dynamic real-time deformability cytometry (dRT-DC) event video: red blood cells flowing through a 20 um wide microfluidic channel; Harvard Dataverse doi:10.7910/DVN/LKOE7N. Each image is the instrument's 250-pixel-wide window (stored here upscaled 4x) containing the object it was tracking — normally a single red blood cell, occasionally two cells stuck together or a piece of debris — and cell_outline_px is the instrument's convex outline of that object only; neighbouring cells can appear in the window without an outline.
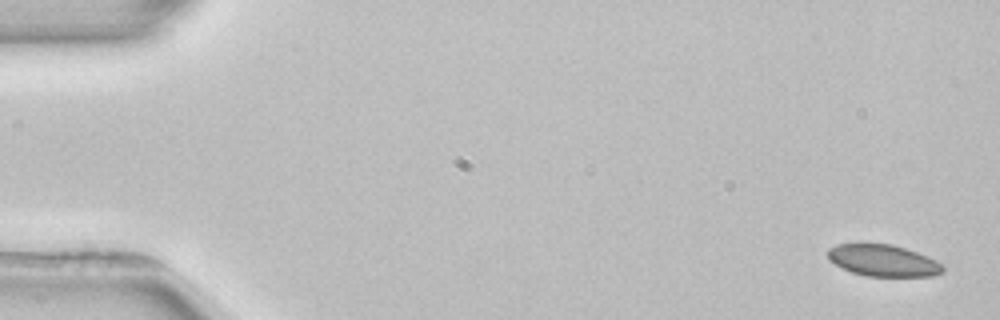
{"species": "common noctule bat (a hibernating species)", "species_latin": "Nyctalus noctula", "temperature_condition": "room temperature", "stored_images_in_passage": 5, "camera_frame_rate_fps": 3000, "um_per_image_px": 0.085, "animal": {"sex": "female", "body_mass_g": 22.7, "forearm_length_mm": 54.2}, "frame": {"image": 1, "passage_image": 1, "time_ms": 0.0, "image_size_px": [1000, 320], "cell_outline_px": [[944, 272], [932, 276], [868, 276], [852, 272], [828, 260], [828, 248], [836, 244], [860, 240], [864, 240], [892, 244], [928, 256], [944, 264]], "centroid_in_image_um": [75.03, 22.08], "position_along_channel_um": 10.0, "area_um2": 22.02}}
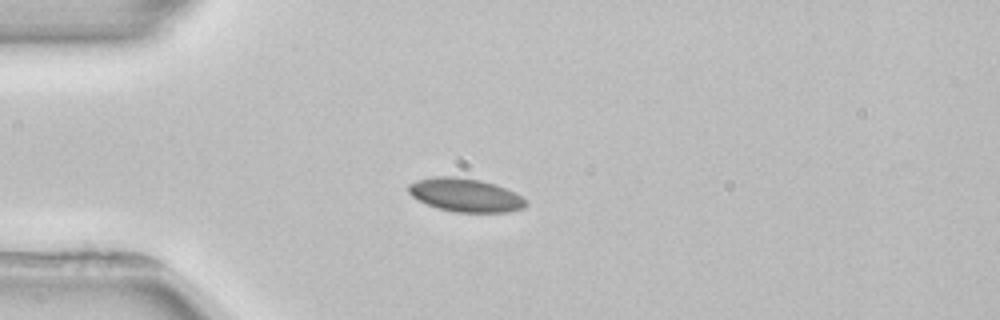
{"frame": {"image": 2, "passage_image": 4, "time_ms": 4.0, "image_size_px": [1000, 320], "cell_outline_px": [[528, 204], [524, 208], [508, 212], [456, 212], [436, 208], [412, 196], [408, 192], [408, 184], [416, 180], [432, 176], [456, 176], [480, 180], [496, 184], [516, 192]], "centroid_in_image_um": [39.55, 16.57], "position_along_channel_um": 45.4, "area_um2": 23.0}}
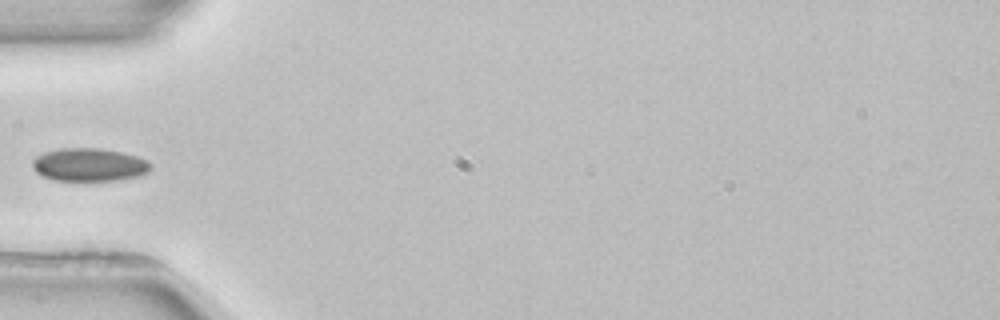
{"frame": {"image": 3, "passage_image": 5, "time_ms": 5.333, "image_size_px": [1000, 320], "cell_outline_px": [[152, 168], [148, 172], [140, 176], [116, 180], [52, 180], [36, 172], [32, 168], [32, 160], [36, 156], [44, 152], [60, 148], [96, 148], [120, 152], [136, 156], [152, 164]], "centroid_in_image_um": [7.56, 14.0], "position_along_channel_um": 77.4, "area_um2": 22.72}}